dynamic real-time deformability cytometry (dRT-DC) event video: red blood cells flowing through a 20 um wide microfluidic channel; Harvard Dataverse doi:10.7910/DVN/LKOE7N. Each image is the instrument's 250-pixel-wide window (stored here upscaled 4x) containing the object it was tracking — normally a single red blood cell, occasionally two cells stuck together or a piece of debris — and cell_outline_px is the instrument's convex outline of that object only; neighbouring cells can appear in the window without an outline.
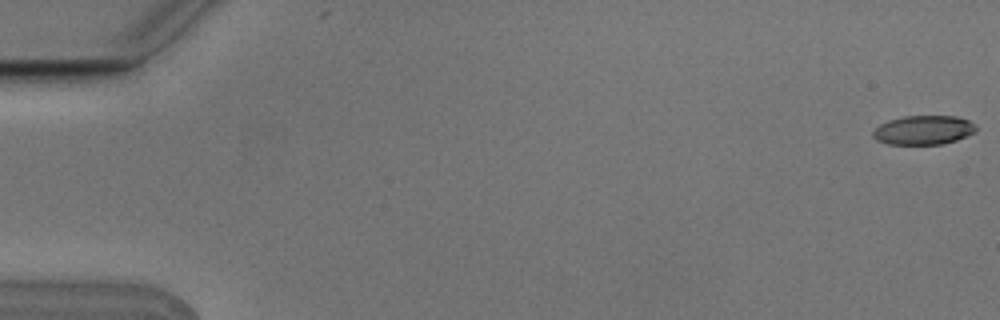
{"species": "Egyptian fruit bat (a non-hibernating species)", "species_latin": "Rousettus aegyptiacus", "temperature_condition": "cold", "stored_images_in_passage": 9, "camera_frame_rate_fps": 3000, "um_per_image_px": 0.085, "animal": {"sex": "male"}, "frame": {"image": 1, "passage_image": 1, "time_ms": 0.0, "image_size_px": [1000, 320], "cell_outline_px": [[976, 132], [956, 140], [940, 144], [888, 144], [876, 140], [872, 136], [872, 132], [880, 124], [888, 120], [904, 116], [956, 116], [968, 120], [976, 124]], "centroid_in_image_um": [78.49, 11.05], "position_along_channel_um": 6.5, "area_um2": 17.51}}
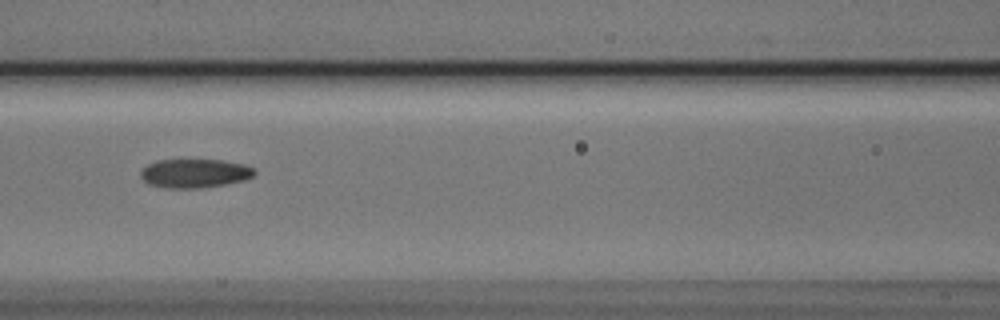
{"frame": {"image": 2, "passage_image": 7, "time_ms": 2.0, "image_size_px": [1000, 320], "cell_outline_px": [[256, 172], [252, 176], [244, 180], [204, 188], [168, 188], [148, 184], [140, 176], [140, 168], [156, 160], [224, 160], [244, 164], [256, 168]], "centroid_in_image_um": [16.54, 14.73], "position_along_channel_um": 150.1, "area_um2": 19.31}}
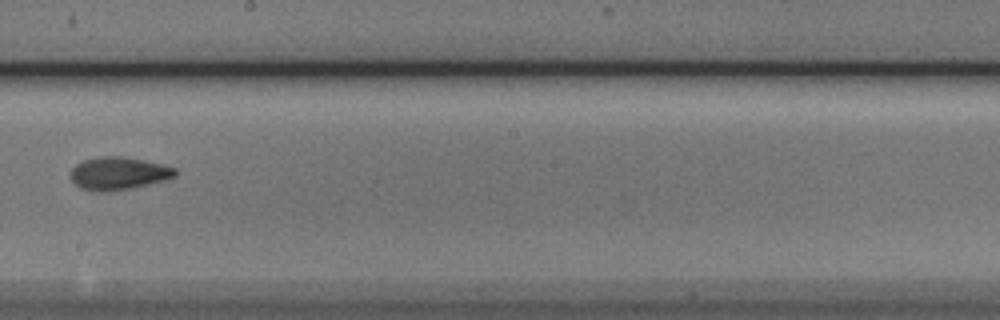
{"frame": {"image": 3, "passage_image": 9, "time_ms": 2.667, "image_size_px": [1000, 320], "cell_outline_px": [[176, 176], [164, 180], [132, 188], [104, 192], [100, 192], [80, 188], [72, 180], [72, 168], [76, 164], [84, 160], [100, 156], [120, 156], [144, 160], [176, 168]], "centroid_in_image_um": [10.07, 14.74], "position_along_channel_um": 238.1, "area_um2": 19.77}}